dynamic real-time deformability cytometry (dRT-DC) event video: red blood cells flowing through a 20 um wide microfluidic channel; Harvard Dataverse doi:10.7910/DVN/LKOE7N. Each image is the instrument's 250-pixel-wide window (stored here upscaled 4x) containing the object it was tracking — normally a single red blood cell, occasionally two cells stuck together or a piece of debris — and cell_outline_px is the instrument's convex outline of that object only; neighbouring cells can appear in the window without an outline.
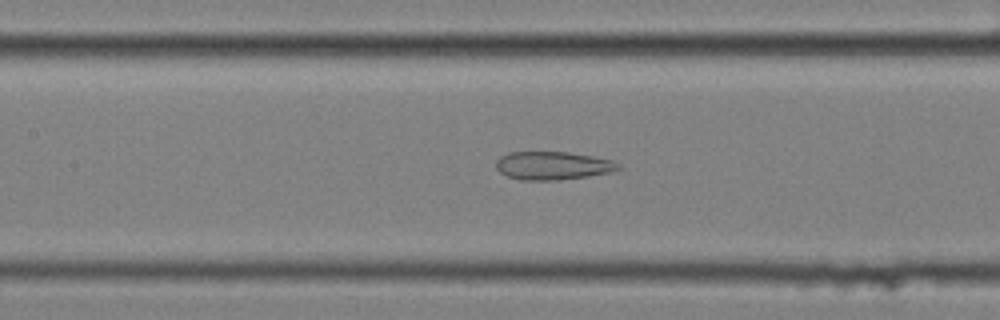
{"species": "common noctule bat (a hibernating species)", "species_latin": "Nyctalus noctula", "temperature_condition": "cold", "stored_images_in_passage": 40, "camera_frame_rate_fps": 3000, "um_per_image_px": 0.085, "animal": {"sex": "female", "body_mass_g": 25.1}, "frame": {"image": 1, "passage_image": 8, "time_ms": 2.333, "image_size_px": [1000, 320], "cell_outline_px": [[620, 168], [608, 172], [588, 176], [556, 180], [524, 180], [508, 176], [500, 172], [496, 168], [496, 160], [500, 156], [508, 152], [568, 152], [592, 156], [612, 160], [620, 164]], "centroid_in_image_um": [46.95, 14.07], "position_along_channel_um": 160.4, "area_um2": 19.94}}
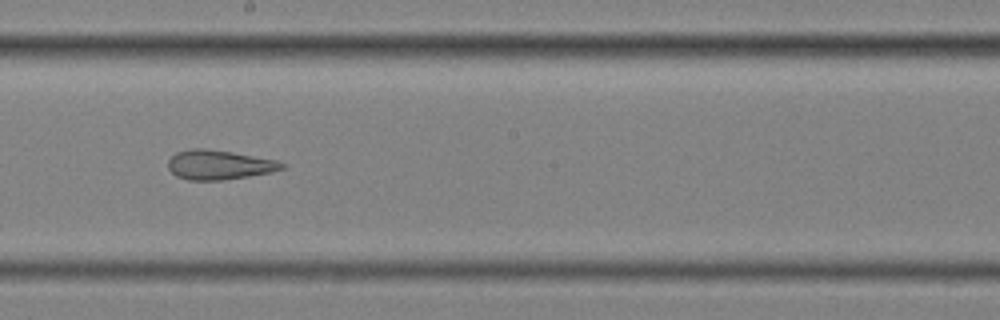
{"frame": {"image": 2, "passage_image": 14, "time_ms": 4.333, "image_size_px": [1000, 320], "cell_outline_px": [[284, 168], [272, 172], [248, 176], [220, 180], [188, 180], [176, 176], [168, 168], [168, 160], [176, 152], [192, 148], [204, 148], [232, 152], [276, 160], [284, 164]], "centroid_in_image_um": [18.59, 14.01], "position_along_channel_um": 229.6, "area_um2": 19.42}}
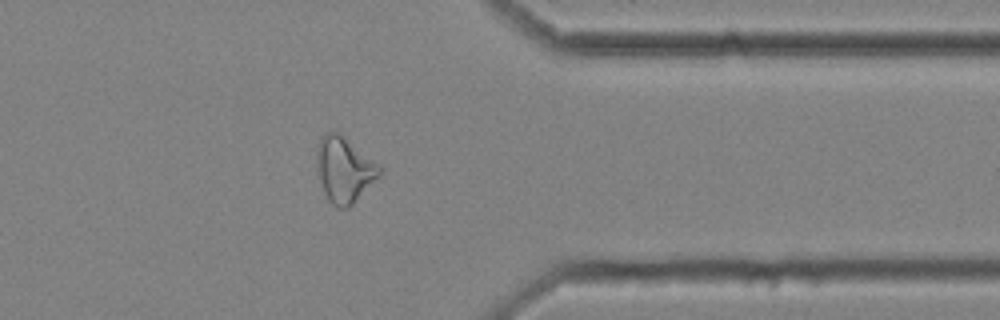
{"frame": {"image": 3, "passage_image": 28, "time_ms": 9.0, "image_size_px": [1000, 320], "cell_outline_px": [[384, 168], [380, 176], [348, 208], [336, 208], [328, 200], [324, 192], [320, 180], [316, 156], [316, 144], [320, 136], [324, 132], [340, 132], [380, 164]], "centroid_in_image_um": [29.27, 14.38], "position_along_channel_um": 382.1, "area_um2": 24.33}}